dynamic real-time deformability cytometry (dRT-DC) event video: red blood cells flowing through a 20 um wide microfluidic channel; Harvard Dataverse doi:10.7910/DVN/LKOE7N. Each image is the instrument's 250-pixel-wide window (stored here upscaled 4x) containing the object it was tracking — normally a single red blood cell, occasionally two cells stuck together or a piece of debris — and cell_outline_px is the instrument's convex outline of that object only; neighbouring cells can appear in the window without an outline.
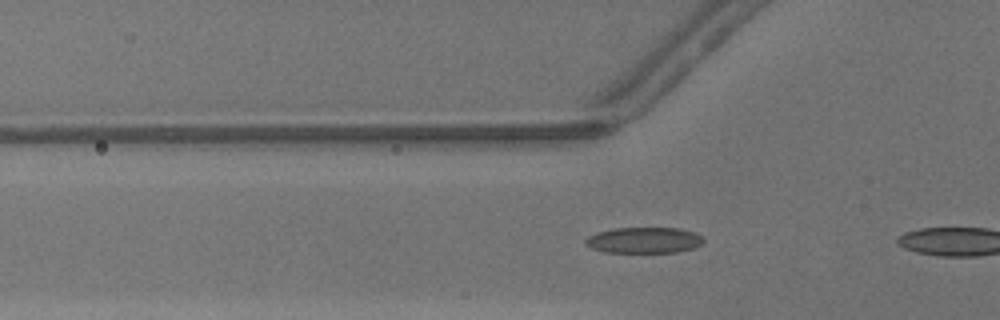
{"species": "common noctule bat (a hibernating species)", "species_latin": "Nyctalus noctula", "temperature_condition": "warm", "stored_images_in_passage": 28, "camera_frame_rate_fps": 3000, "um_per_image_px": 0.085, "animal": {"sex": "male", "body_mass_g": 13.3}, "frame": {"image": 1, "passage_image": 6, "time_ms": 1.667, "image_size_px": [1000, 320], "cell_outline_px": [[704, 240], [700, 244], [692, 248], [676, 252], [604, 252], [592, 248], [584, 244], [584, 240], [588, 236], [596, 232], [616, 228], [680, 228], [692, 232], [700, 236]], "centroid_in_image_um": [54.68, 20.41], "position_along_channel_um": 71.1, "area_um2": 17.69}}
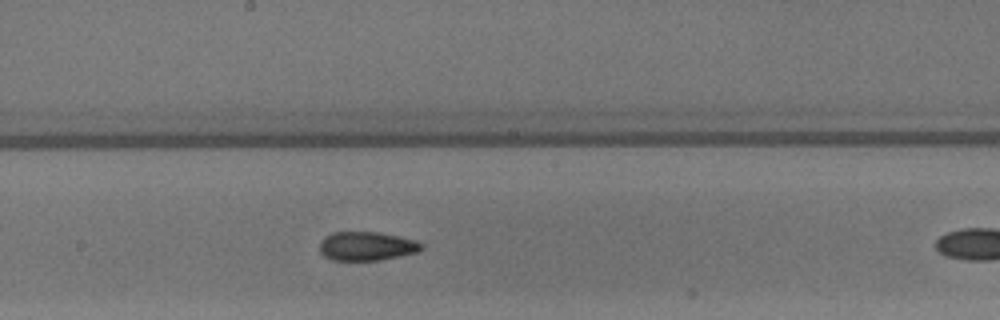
{"frame": {"image": 2, "passage_image": 16, "time_ms": 5.0, "image_size_px": [1000, 320], "cell_outline_px": [[424, 248], [416, 252], [400, 256], [380, 260], [332, 260], [324, 256], [320, 252], [320, 240], [324, 236], [332, 232], [380, 232], [416, 240], [424, 244]], "centroid_in_image_um": [31.16, 20.91], "position_along_channel_um": 217.0, "area_um2": 17.28}}
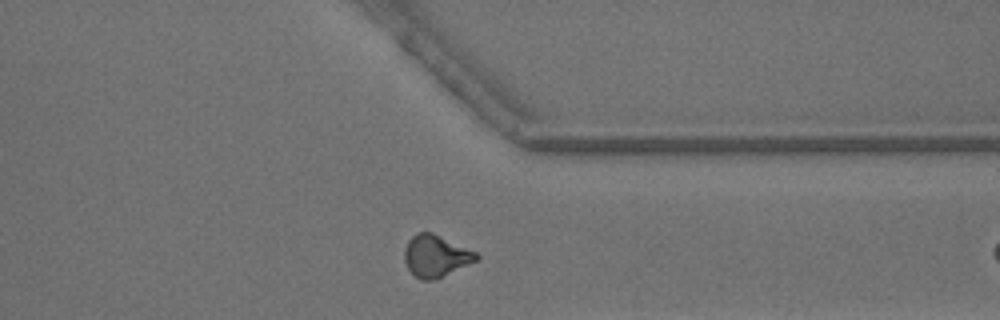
{"frame": {"image": 3, "passage_image": 27, "time_ms": 8.667, "image_size_px": [1000, 320], "cell_outline_px": [[480, 256], [476, 260], [432, 280], [420, 280], [408, 268], [404, 260], [404, 248], [408, 240], [416, 232], [432, 232], [476, 252]], "centroid_in_image_um": [36.99, 21.73], "position_along_channel_um": 374.4, "area_um2": 17.17}}